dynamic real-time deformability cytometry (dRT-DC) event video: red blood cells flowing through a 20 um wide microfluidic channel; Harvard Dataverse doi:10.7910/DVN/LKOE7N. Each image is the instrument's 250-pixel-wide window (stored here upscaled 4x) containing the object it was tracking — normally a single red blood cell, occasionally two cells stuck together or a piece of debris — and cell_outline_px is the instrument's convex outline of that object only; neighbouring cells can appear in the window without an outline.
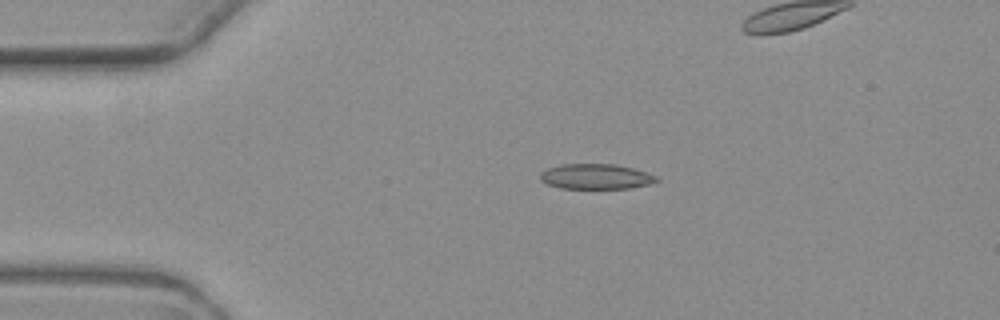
{"species": "common noctule bat (a hibernating species)", "species_latin": "Nyctalus noctula", "temperature_condition": "warm", "stored_images_in_passage": 3, "camera_frame_rate_fps": 3000, "um_per_image_px": 0.085, "animal": {"sex": "female", "body_mass_g": 19.3, "forearm_length_mm": 54.1}, "frame": {"image": 1, "passage_image": 3, "time_ms": 2.333, "image_size_px": [1000, 320], "cell_outline_px": [[660, 180], [652, 184], [628, 188], [560, 188], [548, 184], [540, 180], [540, 172], [548, 168], [564, 164], [616, 164], [632, 168], [656, 176]], "centroid_in_image_um": [50.65, 15.0], "position_along_channel_um": 34.4, "area_um2": 16.99}}